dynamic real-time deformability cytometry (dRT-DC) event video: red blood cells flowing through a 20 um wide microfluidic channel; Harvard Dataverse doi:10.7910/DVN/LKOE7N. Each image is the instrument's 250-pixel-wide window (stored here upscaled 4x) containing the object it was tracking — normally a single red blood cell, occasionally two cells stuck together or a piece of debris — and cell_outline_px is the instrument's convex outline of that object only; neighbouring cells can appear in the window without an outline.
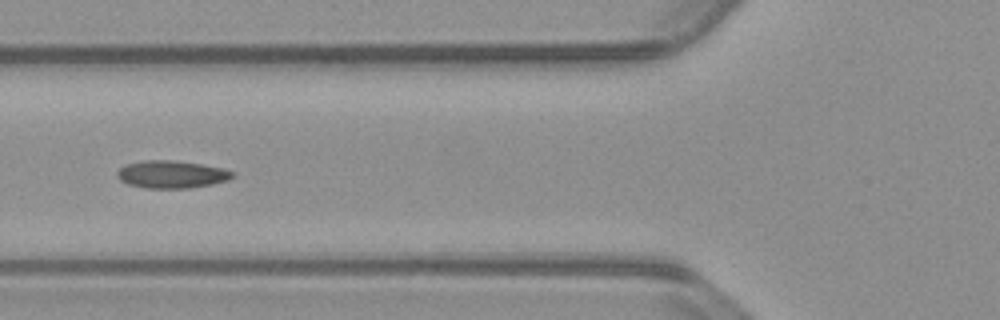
{"species": "common noctule bat (a hibernating species)", "species_latin": "Nyctalus noctula", "temperature_condition": "warm", "stored_images_in_passage": 23, "camera_frame_rate_fps": 3000, "um_per_image_px": 0.085, "animal": {"sex": "male", "body_mass_g": 23.1, "forearm_length_mm": 52.7}, "frame": {"image": 1, "passage_image": 7, "time_ms": 2.0, "image_size_px": [1000, 320], "cell_outline_px": [[236, 176], [228, 180], [212, 184], [188, 188], [148, 188], [128, 184], [120, 180], [116, 176], [116, 172], [124, 164], [144, 160], [172, 160], [200, 164], [224, 168], [232, 172]], "centroid_in_image_um": [14.57, 14.81], "position_along_channel_um": 111.2, "area_um2": 18.55}}
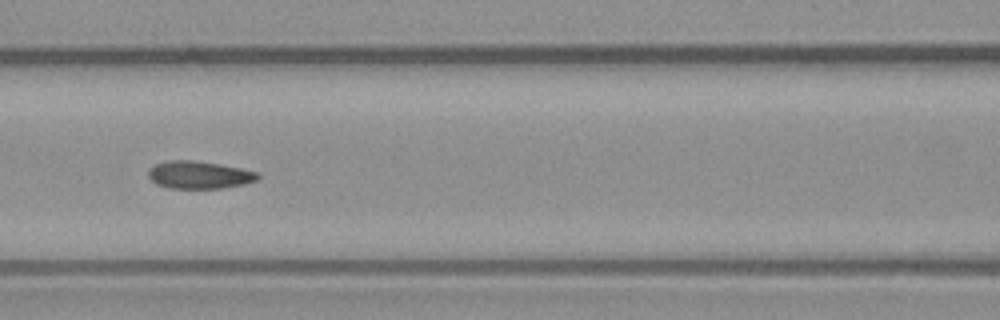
{"frame": {"image": 2, "passage_image": 10, "time_ms": 3.0, "image_size_px": [1000, 320], "cell_outline_px": [[260, 176], [256, 180], [244, 184], [224, 188], [168, 188], [156, 184], [148, 176], [148, 168], [156, 164], [168, 160], [192, 160], [220, 164], [260, 172]], "centroid_in_image_um": [16.93, 14.86], "position_along_channel_um": 149.7, "area_um2": 17.69}}